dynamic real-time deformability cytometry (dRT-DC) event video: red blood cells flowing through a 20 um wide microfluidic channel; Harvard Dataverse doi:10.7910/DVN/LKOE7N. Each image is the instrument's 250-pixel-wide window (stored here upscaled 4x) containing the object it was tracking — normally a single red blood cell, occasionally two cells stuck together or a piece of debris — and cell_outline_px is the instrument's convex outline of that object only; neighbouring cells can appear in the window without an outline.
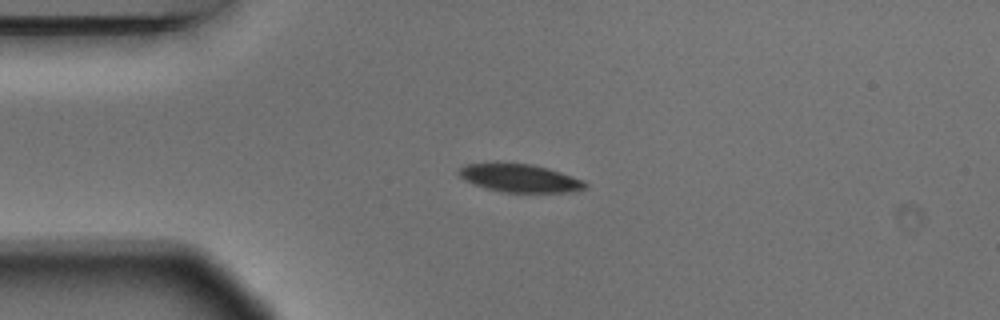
{"species": "Egyptian fruit bat (a non-hibernating species)", "species_latin": "Rousettus aegyptiacus", "temperature_condition": "warm", "stored_images_in_passage": 2, "camera_frame_rate_fps": 3000, "um_per_image_px": 0.085, "animal": {"sex": "male"}, "frame": {"image": 1, "passage_image": 1, "time_ms": 0.0, "image_size_px": [1000, 320], "cell_outline_px": [[588, 188], [576, 192], [500, 192], [484, 188], [472, 184], [464, 180], [456, 172], [460, 168], [468, 164], [532, 164], [548, 168], [584, 180], [588, 184]], "centroid_in_image_um": [44.23, 15.17], "position_along_channel_um": 40.8, "area_um2": 20.63}}